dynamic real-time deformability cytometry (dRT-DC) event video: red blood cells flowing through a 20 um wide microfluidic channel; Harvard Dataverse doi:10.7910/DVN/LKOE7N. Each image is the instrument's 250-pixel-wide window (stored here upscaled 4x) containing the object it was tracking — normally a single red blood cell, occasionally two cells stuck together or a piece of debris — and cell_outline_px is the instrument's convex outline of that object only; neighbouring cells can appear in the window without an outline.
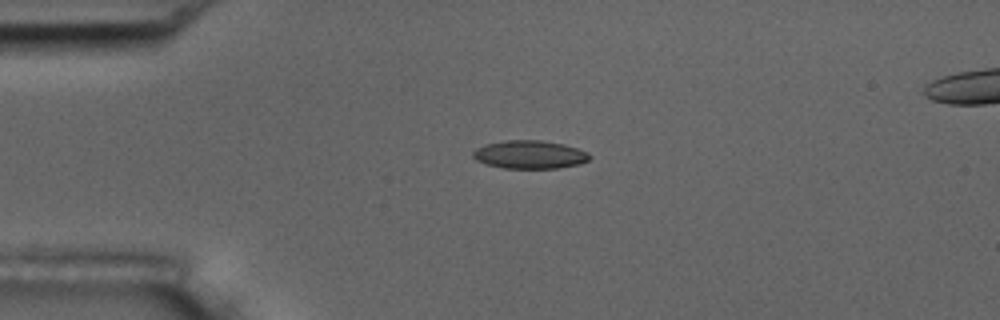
{"species": "common noctule bat (a hibernating species)", "species_latin": "Nyctalus noctula", "temperature_condition": "room temperature", "stored_images_in_passage": 3, "camera_frame_rate_fps": 3000, "um_per_image_px": 0.085, "animal": {"sex": "male", "body_mass_g": 17.5, "forearm_length_mm": 52.3}, "frame": {"image": 1, "passage_image": 1, "time_ms": 0.0, "image_size_px": [1000, 320], "cell_outline_px": [[592, 156], [588, 160], [580, 164], [556, 168], [504, 168], [484, 164], [476, 160], [472, 156], [472, 152], [476, 148], [488, 144], [504, 140], [540, 140], [564, 144], [588, 152]], "centroid_in_image_um": [45.02, 13.14], "position_along_channel_um": 40.0, "area_um2": 19.19}}